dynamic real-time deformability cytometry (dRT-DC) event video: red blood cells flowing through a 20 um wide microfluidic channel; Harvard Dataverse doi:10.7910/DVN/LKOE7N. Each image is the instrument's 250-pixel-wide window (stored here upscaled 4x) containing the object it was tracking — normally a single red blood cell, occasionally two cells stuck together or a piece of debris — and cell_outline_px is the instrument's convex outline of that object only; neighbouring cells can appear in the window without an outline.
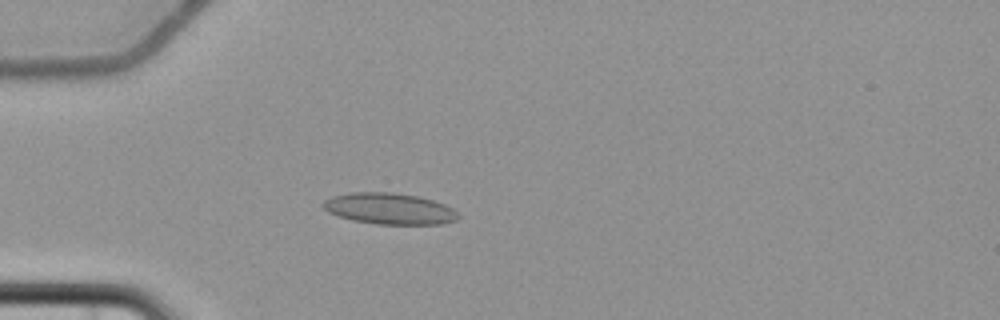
{"species": "common noctule bat (a hibernating species)", "species_latin": "Nyctalus noctula", "temperature_condition": "cold", "stored_images_in_passage": 4, "camera_frame_rate_fps": 3000, "um_per_image_px": 0.085, "animal": {"sex": "female", "body_mass_g": 22.7, "forearm_length_mm": 54.2}, "frame": {"image": 1, "passage_image": 4, "time_ms": 3.667, "image_size_px": [1000, 320], "cell_outline_px": [[460, 216], [456, 220], [440, 224], [376, 224], [352, 220], [328, 212], [320, 204], [324, 200], [332, 196], [352, 192], [392, 192], [416, 196], [432, 200], [444, 204], [452, 208]], "centroid_in_image_um": [33.07, 17.73], "position_along_channel_um": 51.9, "area_um2": 24.51}}